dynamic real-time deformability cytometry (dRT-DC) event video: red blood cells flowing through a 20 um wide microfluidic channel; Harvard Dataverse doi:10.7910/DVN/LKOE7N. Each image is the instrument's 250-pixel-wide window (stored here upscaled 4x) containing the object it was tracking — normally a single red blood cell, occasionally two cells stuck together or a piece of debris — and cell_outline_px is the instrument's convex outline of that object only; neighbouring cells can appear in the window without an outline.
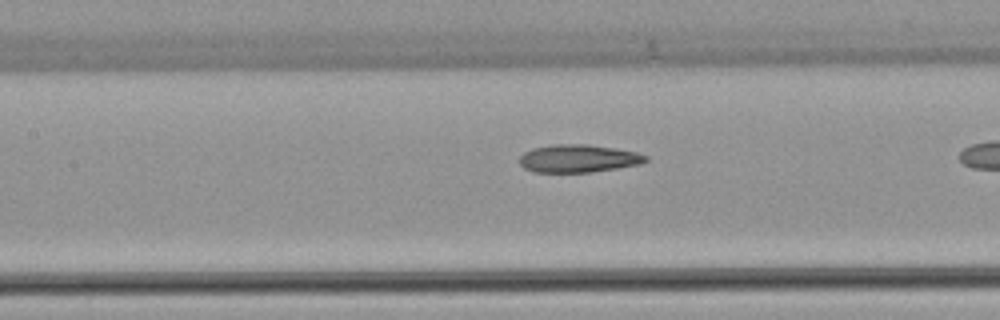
{"species": "common noctule bat (a hibernating species)", "species_latin": "Nyctalus noctula", "temperature_condition": "warm", "stored_images_in_passage": 16, "camera_frame_rate_fps": 3000, "um_per_image_px": 0.085, "animal": {"sex": "female", "body_mass_g": 22.7, "forearm_length_mm": 54.2}, "frame": {"image": 1, "passage_image": 10, "time_ms": 3.0, "image_size_px": [1000, 320], "cell_outline_px": [[648, 160], [640, 164], [616, 168], [588, 172], [532, 172], [524, 168], [520, 164], [520, 156], [524, 152], [532, 148], [552, 144], [588, 144], [636, 152], [648, 156]], "centroid_in_image_um": [49.12, 13.47], "position_along_channel_um": 158.3, "area_um2": 20.4}}